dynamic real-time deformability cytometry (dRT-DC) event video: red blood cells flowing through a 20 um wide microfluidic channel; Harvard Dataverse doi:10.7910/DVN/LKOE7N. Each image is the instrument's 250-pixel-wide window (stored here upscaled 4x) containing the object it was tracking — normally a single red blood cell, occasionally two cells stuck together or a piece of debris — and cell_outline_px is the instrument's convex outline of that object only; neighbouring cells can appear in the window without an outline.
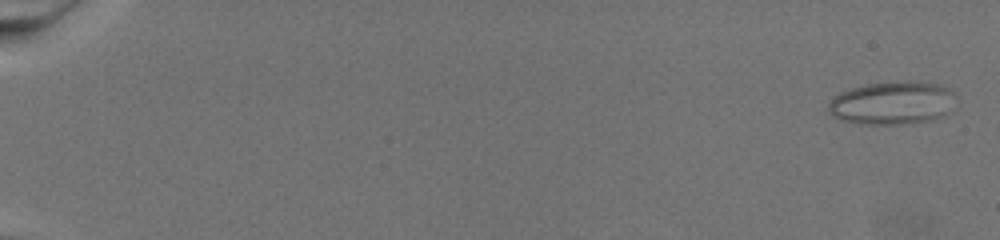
{"species": "common noctule bat (a hibernating species)", "species_latin": "Nyctalus noctula", "temperature_condition": "warm", "stored_images_in_passage": 76, "camera_frame_rate_fps": 3000, "um_per_image_px": 0.085, "animal": {"sex": "female", "body_mass_g": 19.5, "forearm_length_mm": 54.1}, "frame": {"image": 1, "passage_image": 3, "time_ms": 0.667, "image_size_px": [1000, 240], "cell_outline_px": [[956, 96], [944, 116], [936, 120], [900, 124], [860, 124], [840, 120], [832, 116], [828, 112], [828, 104], [840, 92], [852, 88], [868, 84], [912, 80], [920, 80], [940, 84], [948, 88]], "centroid_in_image_um": [75.86, 8.75], "position_along_channel_um": 9.1, "area_um2": 32.25}}
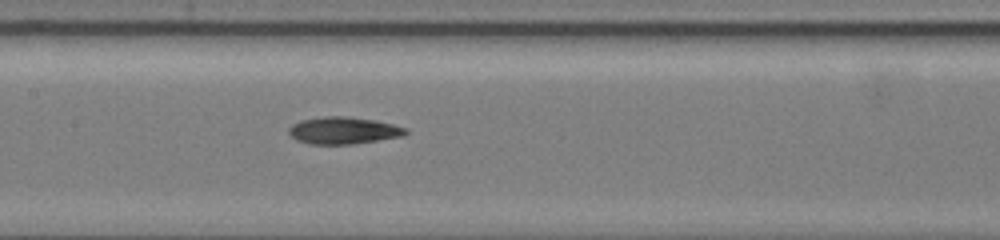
{"frame": {"image": 2, "passage_image": 42, "time_ms": 13.667, "image_size_px": [1000, 240], "cell_outline_px": [[408, 132], [404, 136], [352, 144], [308, 144], [296, 140], [288, 132], [288, 128], [292, 124], [300, 120], [324, 116], [348, 116], [376, 120], [408, 128]], "centroid_in_image_um": [29.19, 11.08], "position_along_channel_um": 178.2, "area_um2": 18.61}}
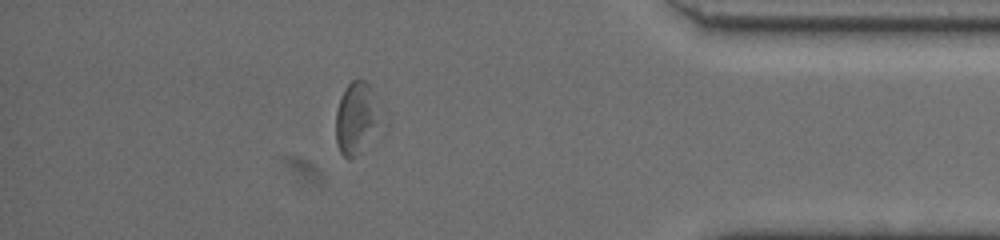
{"frame": {"image": 3, "passage_image": 68, "time_ms": 22.333, "image_size_px": [1000, 240], "cell_outline_px": [[388, 124], [384, 132], [356, 156], [348, 160], [340, 152], [336, 144], [336, 112], [344, 88], [352, 80], [364, 80], [368, 84], [388, 120]], "centroid_in_image_um": [30.46, 10.13], "position_along_channel_um": 404.7, "area_um2": 20.58}}